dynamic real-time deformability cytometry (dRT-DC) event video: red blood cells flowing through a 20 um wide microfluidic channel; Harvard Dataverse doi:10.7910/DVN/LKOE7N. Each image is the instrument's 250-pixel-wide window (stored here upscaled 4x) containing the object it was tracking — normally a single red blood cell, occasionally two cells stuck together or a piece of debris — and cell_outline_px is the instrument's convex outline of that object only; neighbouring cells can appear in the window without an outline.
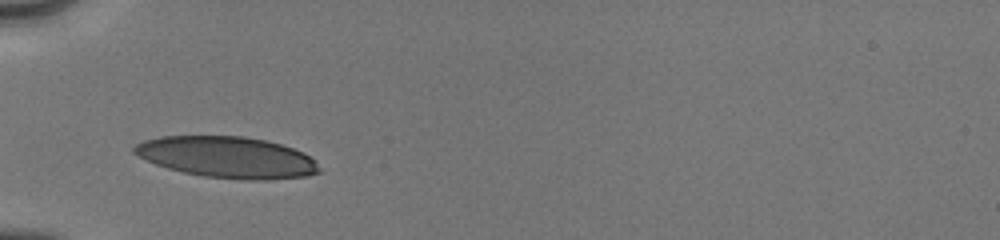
{"species": "human", "species_latin": "Homo sapiens", "temperature_condition": "cold", "stored_images_in_passage": 30, "camera_frame_rate_fps": 3000, "um_per_image_px": 0.085, "donor": {"sex": "male"}, "frame": {"image": 1, "passage_image": 1, "time_ms": 0.0, "image_size_px": [1000, 240], "cell_outline_px": [[320, 172], [308, 176], [268, 180], [244, 180], [204, 176], [184, 172], [168, 168], [156, 164], [132, 152], [132, 148], [136, 144], [144, 140], [160, 136], [244, 136], [264, 140], [280, 144], [304, 152], [316, 160], [320, 168]], "centroid_in_image_um": [19.35, 13.37], "position_along_channel_um": 65.7, "area_um2": 44.56}}
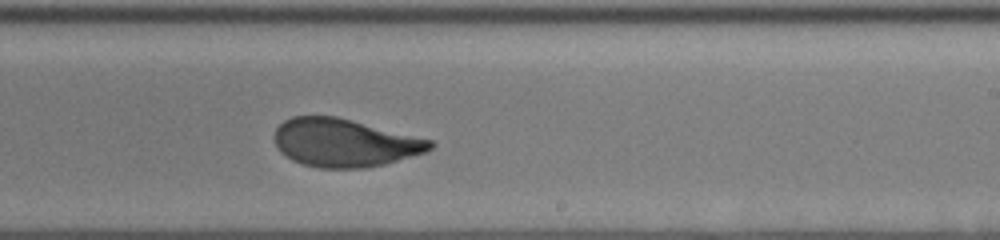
{"frame": {"image": 2, "passage_image": 19, "time_ms": 5.0, "image_size_px": [1000, 240], "cell_outline_px": [[436, 144], [432, 148], [424, 152], [384, 164], [364, 168], [320, 168], [304, 164], [292, 160], [280, 152], [276, 144], [276, 128], [284, 120], [292, 116], [336, 116], [432, 140]], "centroid_in_image_um": [29.27, 12.13], "position_along_channel_um": 259.7, "area_um2": 43.23}}
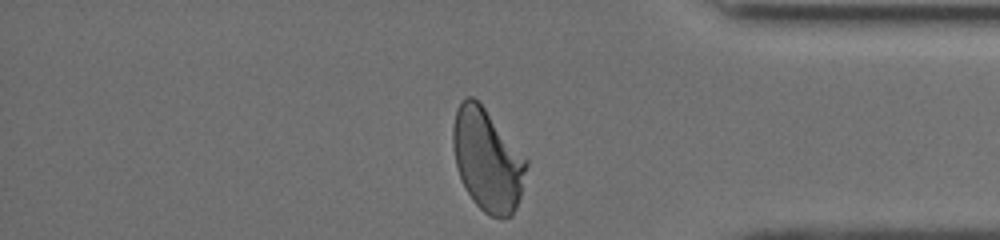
{"frame": {"image": 3, "passage_image": 30, "time_ms": 8.667, "image_size_px": [1000, 240], "cell_outline_px": [[528, 164], [520, 196], [516, 208], [512, 216], [500, 220], [484, 212], [472, 200], [456, 168], [452, 148], [452, 128], [456, 108], [468, 96], [472, 96], [484, 108], [528, 160]], "centroid_in_image_um": [41.42, 13.63], "position_along_channel_um": 393.8, "area_um2": 43.47}, "authors_computed_cell_mechanics": {"area_um2": 44.4193, "velocity_mm_per_s": 4.0145, "shape_relaxation_time_tau1_ms": 3.3383, "shape_relaxation_time_tau2_ms": 0.6372, "deformation_change_tau1": 0.1661, "deformation_change_tau2": 0.0578}}